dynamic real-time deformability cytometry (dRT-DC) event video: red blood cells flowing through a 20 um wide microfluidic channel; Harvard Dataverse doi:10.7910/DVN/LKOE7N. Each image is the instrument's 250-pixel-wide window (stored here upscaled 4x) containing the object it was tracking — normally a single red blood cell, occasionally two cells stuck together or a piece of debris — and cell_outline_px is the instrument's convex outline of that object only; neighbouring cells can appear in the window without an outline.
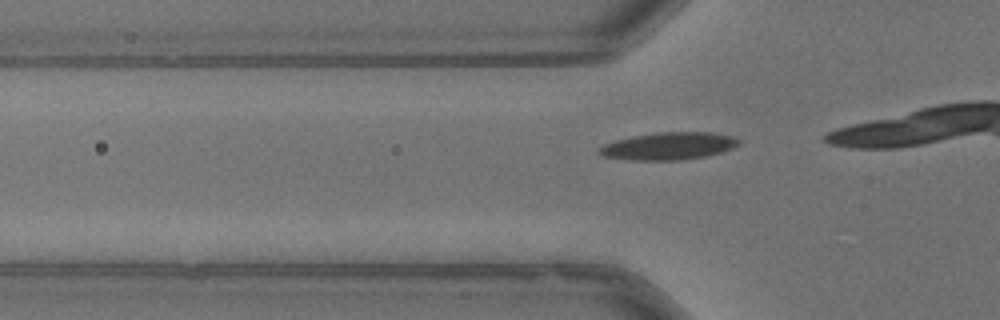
{"species": "common noctule bat (a hibernating species)", "species_latin": "Nyctalus noctula", "temperature_condition": "warm", "stored_images_in_passage": 13, "camera_frame_rate_fps": 3000, "um_per_image_px": 0.085, "animal": {"sex": "male", "body_mass_g": 13.3}, "frame": {"image": 1, "passage_image": 8, "time_ms": 2.333, "image_size_px": [1000, 320], "cell_outline_px": [[740, 144], [732, 148], [720, 152], [704, 156], [680, 160], [632, 160], [604, 156], [596, 152], [596, 148], [604, 144], [616, 140], [632, 136], [656, 132], [712, 132], [732, 136], [740, 140]], "centroid_in_image_um": [56.8, 12.4], "position_along_channel_um": 69.0, "area_um2": 22.31}}
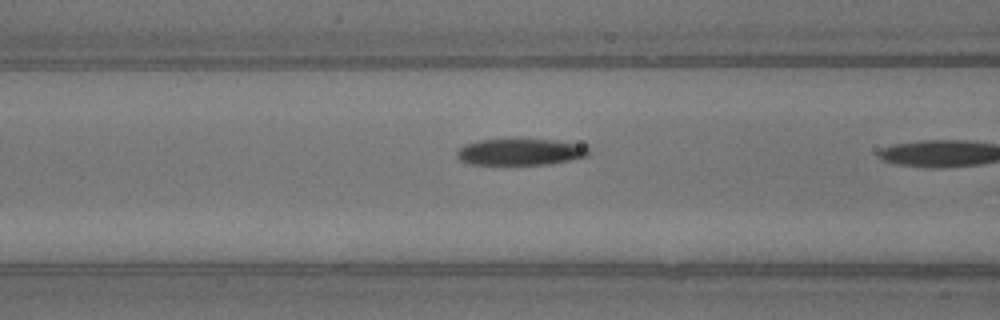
{"frame": {"image": 2, "passage_image": 12, "time_ms": 3.667, "image_size_px": [1000, 320], "cell_outline_px": [[588, 156], [572, 160], [548, 164], [472, 164], [460, 160], [456, 156], [456, 152], [464, 144], [480, 140], [556, 140], [588, 144]], "centroid_in_image_um": [44.29, 12.91], "position_along_channel_um": 122.3, "area_um2": 20.35}}